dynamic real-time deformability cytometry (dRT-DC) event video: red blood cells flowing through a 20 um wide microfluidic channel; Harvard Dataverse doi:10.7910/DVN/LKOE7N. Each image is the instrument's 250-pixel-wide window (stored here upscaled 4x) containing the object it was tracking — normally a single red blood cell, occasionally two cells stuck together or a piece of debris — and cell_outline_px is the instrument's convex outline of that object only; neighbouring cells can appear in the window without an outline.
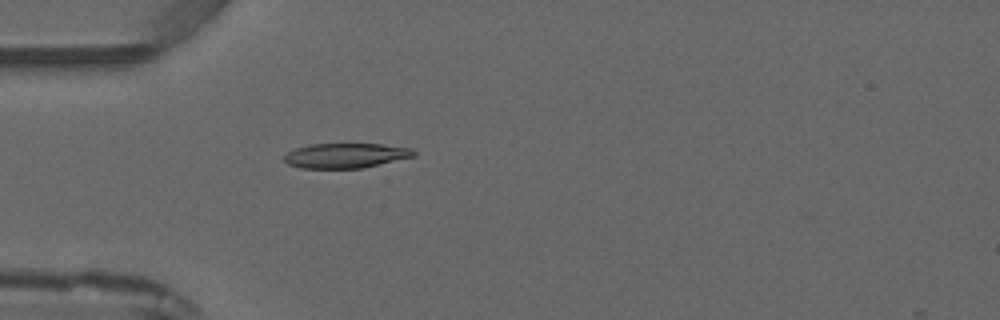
{"species": "common noctule bat (a hibernating species)", "species_latin": "Nyctalus noctula", "temperature_condition": "warm", "stored_images_in_passage": 4, "camera_frame_rate_fps": 3000, "um_per_image_px": 0.085, "animal": {"sex": "male", "forearm_length_mm": 52.5}, "frame": {"image": 1, "passage_image": 4, "time_ms": 3.333, "image_size_px": [1000, 320], "cell_outline_px": [[416, 156], [364, 168], [300, 168], [288, 164], [284, 160], [284, 156], [288, 152], [296, 148], [312, 144], [380, 144], [412, 148], [416, 152]], "centroid_in_image_um": [29.42, 13.23], "position_along_channel_um": 55.6, "area_um2": 18.79}}